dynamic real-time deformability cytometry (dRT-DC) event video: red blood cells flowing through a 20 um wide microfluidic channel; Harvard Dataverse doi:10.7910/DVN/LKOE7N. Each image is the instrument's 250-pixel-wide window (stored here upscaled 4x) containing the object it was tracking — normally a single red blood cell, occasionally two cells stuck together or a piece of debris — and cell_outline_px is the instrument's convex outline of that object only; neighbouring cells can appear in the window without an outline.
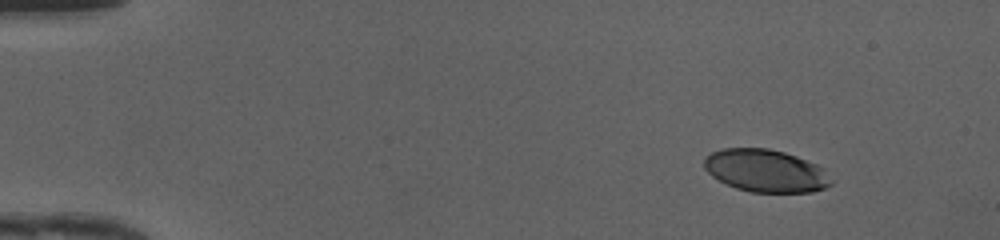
{"species": "human", "species_latin": "Homo sapiens", "temperature_condition": "cold", "stored_images_in_passage": 44, "camera_frame_rate_fps": 3000, "um_per_image_px": 0.085, "donor": {"sex": "female"}, "frame": {"image": 1, "passage_image": 1, "time_ms": 0.0, "image_size_px": [1000, 240], "cell_outline_px": [[832, 184], [824, 188], [812, 192], [752, 192], [736, 188], [712, 176], [704, 168], [704, 160], [712, 152], [724, 148], [768, 148], [784, 152], [796, 156], [816, 164], [824, 168], [832, 180]], "centroid_in_image_um": [65.11, 14.51], "position_along_channel_um": 19.9, "area_um2": 31.39}}
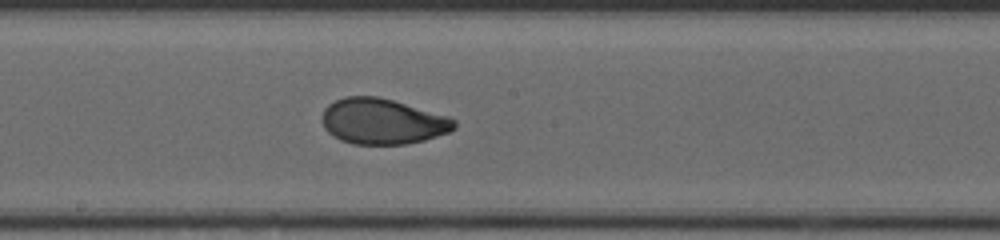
{"frame": {"image": 2, "passage_image": 23, "time_ms": 7.333, "image_size_px": [1000, 240], "cell_outline_px": [[456, 128], [448, 132], [424, 140], [404, 144], [352, 144], [340, 140], [332, 136], [324, 128], [320, 116], [324, 108], [328, 104], [344, 96], [376, 96], [392, 100], [448, 116], [456, 120]], "centroid_in_image_um": [32.47, 10.32], "position_along_channel_um": 215.7, "area_um2": 35.26}}
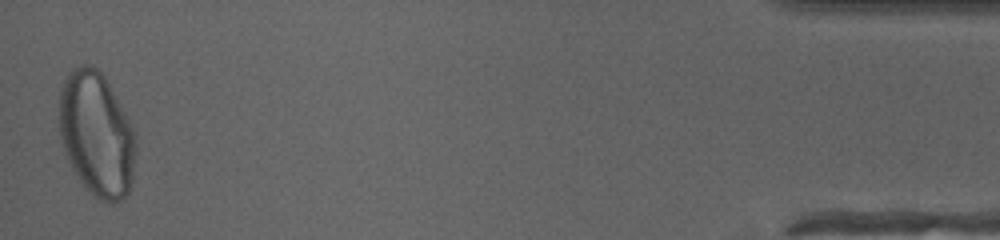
{"frame": {"image": 3, "passage_image": 44, "time_ms": 14.333, "image_size_px": [1000, 240], "cell_outline_px": [[136, 152], [132, 180], [128, 192], [120, 200], [112, 204], [100, 200], [84, 188], [72, 168], [64, 152], [60, 136], [60, 88], [68, 72], [72, 68], [80, 64], [88, 64], [96, 68], [104, 76], [124, 112], [136, 136]], "centroid_in_image_um": [8.2, 11.42], "position_along_channel_um": 427.0, "area_um2": 55.49}, "authors_computed_cell_mechanics": {"area_um2": 35.4603, "velocity_mm_per_s": 4.1912, "shape_relaxation_time_tau1_ms": 3.4956, "shape_relaxation_time_tau2_ms": null, "deformation_change_tau1": 0.1506, "deformation_change_tau2": null}}